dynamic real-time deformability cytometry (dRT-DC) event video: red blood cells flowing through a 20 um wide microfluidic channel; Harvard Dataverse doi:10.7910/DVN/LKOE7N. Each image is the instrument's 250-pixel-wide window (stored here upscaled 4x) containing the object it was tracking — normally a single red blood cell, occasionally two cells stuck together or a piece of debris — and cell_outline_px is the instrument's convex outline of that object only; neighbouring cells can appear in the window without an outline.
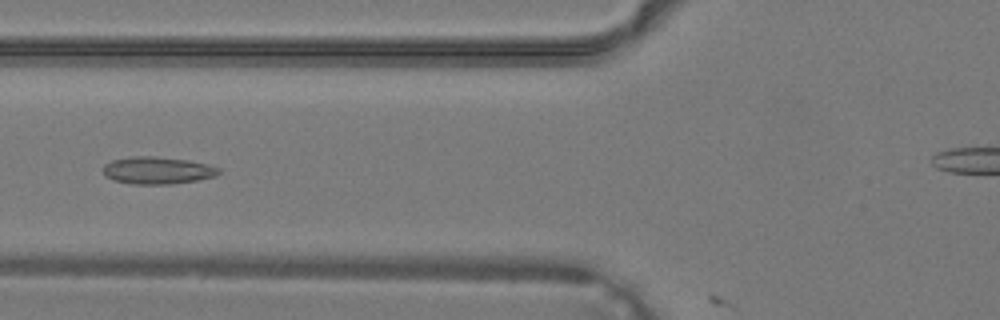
{"species": "common noctule bat (a hibernating species)", "species_latin": "Nyctalus noctula", "temperature_condition": "warm", "stored_images_in_passage": 36, "camera_frame_rate_fps": 3000, "um_per_image_px": 0.085, "animal": {"sex": "male", "body_mass_g": 19.2, "forearm_length_mm": 51.8}, "frame": {"image": 1, "passage_image": 16, "time_ms": 5.0, "image_size_px": [1000, 320], "cell_outline_px": [[220, 172], [216, 176], [196, 180], [172, 184], [132, 184], [112, 180], [104, 176], [104, 164], [112, 160], [132, 156], [156, 156], [188, 160], [208, 164], [220, 168]], "centroid_in_image_um": [13.37, 14.48], "position_along_channel_um": 112.4, "area_um2": 18.5}}
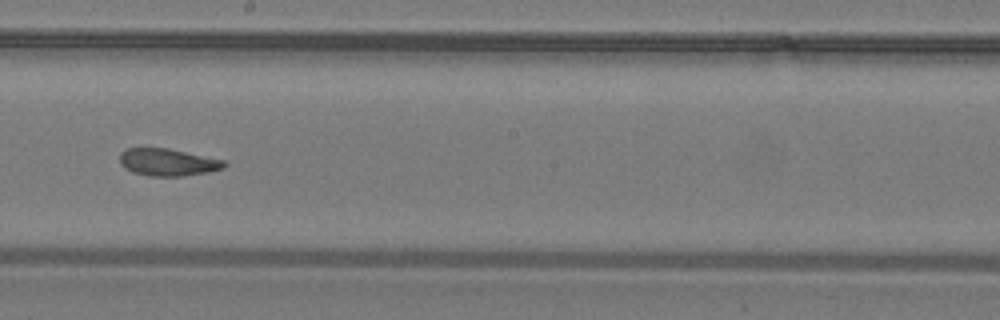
{"frame": {"image": 2, "passage_image": 23, "time_ms": 7.333, "image_size_px": [1000, 320], "cell_outline_px": [[228, 164], [224, 168], [208, 172], [184, 176], [148, 176], [132, 172], [124, 168], [120, 164], [120, 152], [128, 148], [168, 148], [224, 160]], "centroid_in_image_um": [14.25, 13.79], "position_along_channel_um": 233.9, "area_um2": 16.7}}
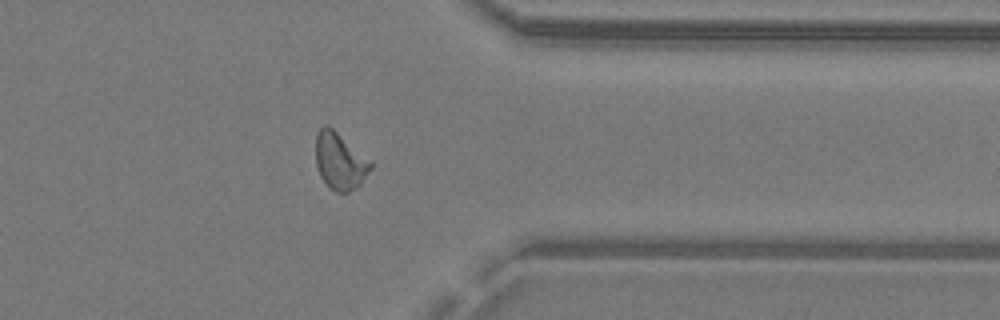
{"frame": {"image": 3, "passage_image": 32, "time_ms": 10.333, "image_size_px": [1000, 320], "cell_outline_px": [[372, 168], [360, 184], [356, 188], [348, 192], [336, 192], [320, 176], [316, 164], [316, 136], [320, 128], [324, 124], [328, 124], [372, 160]], "centroid_in_image_um": [28.91, 13.66], "position_along_channel_um": 382.5, "area_um2": 18.26}}